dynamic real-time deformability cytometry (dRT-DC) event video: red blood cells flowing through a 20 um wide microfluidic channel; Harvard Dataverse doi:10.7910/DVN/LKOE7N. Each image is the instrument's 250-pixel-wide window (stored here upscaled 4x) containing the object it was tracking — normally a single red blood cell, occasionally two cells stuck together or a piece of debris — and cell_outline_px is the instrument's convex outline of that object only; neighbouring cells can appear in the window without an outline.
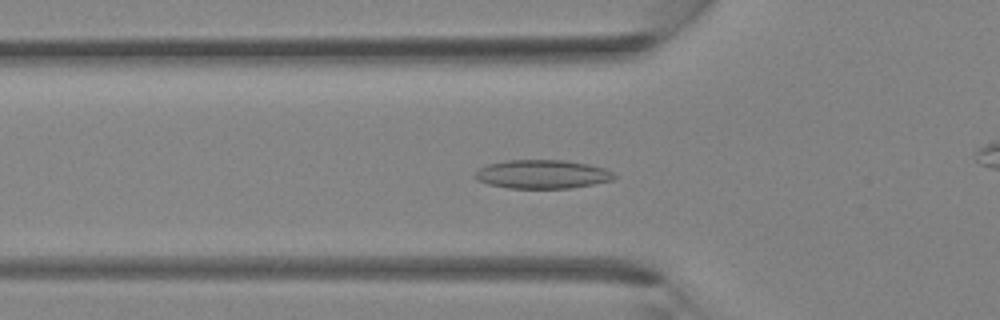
{"species": "Egyptian fruit bat (a non-hibernating species)", "species_latin": "Rousettus aegyptiacus", "temperature_condition": "room temperature", "stored_images_in_passage": 36, "camera_frame_rate_fps": 3000, "um_per_image_px": 0.085, "animal": {"sex": "female"}, "frame": {"image": 1, "passage_image": 11, "time_ms": 3.333, "image_size_px": [1000, 320], "cell_outline_px": [[616, 176], [612, 180], [572, 188], [508, 188], [488, 184], [480, 180], [476, 176], [476, 172], [480, 168], [488, 164], [504, 160], [564, 160], [588, 164], [604, 168], [612, 172]], "centroid_in_image_um": [46.11, 14.8], "position_along_channel_um": 79.7, "area_um2": 23.06}}
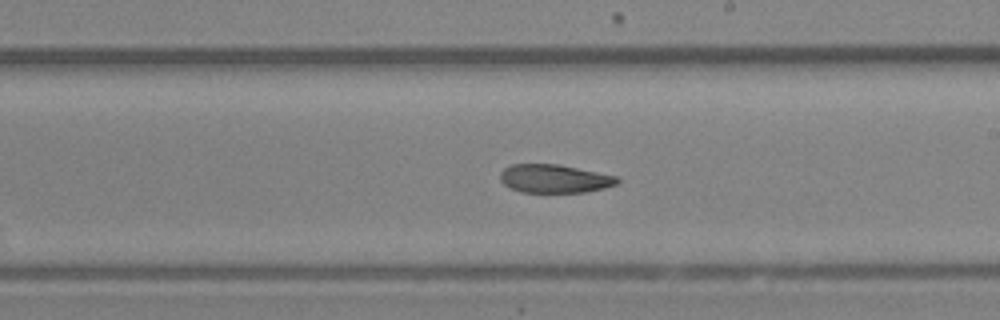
{"frame": {"image": 2, "passage_image": 20, "time_ms": 6.333, "image_size_px": [1000, 320], "cell_outline_px": [[620, 180], [616, 184], [604, 188], [584, 192], [520, 192], [504, 184], [500, 180], [500, 172], [504, 168], [512, 164], [560, 164], [616, 176]], "centroid_in_image_um": [47.11, 15.18], "position_along_channel_um": 241.9, "area_um2": 19.31}}
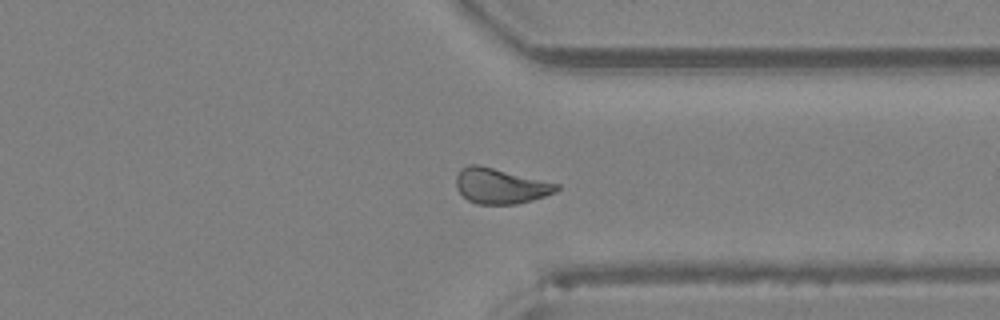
{"frame": {"image": 3, "passage_image": 27, "time_ms": 8.667, "image_size_px": [1000, 320], "cell_outline_px": [[560, 188], [556, 192], [532, 200], [516, 204], [476, 204], [468, 200], [456, 188], [456, 176], [460, 168], [468, 164], [480, 164], [560, 184]], "centroid_in_image_um": [42.52, 15.79], "position_along_channel_um": 368.9, "area_um2": 20.92}}